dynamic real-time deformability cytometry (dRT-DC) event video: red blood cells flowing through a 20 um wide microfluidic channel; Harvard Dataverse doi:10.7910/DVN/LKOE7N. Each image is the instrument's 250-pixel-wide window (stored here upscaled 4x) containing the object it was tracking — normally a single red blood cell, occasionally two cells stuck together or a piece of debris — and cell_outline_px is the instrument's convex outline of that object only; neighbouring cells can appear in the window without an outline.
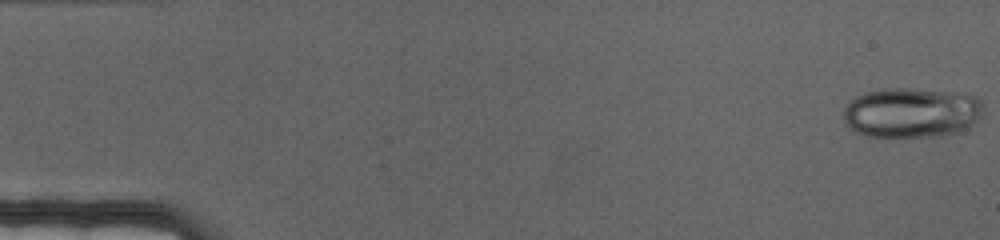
{"species": "human", "species_latin": "Homo sapiens", "temperature_condition": "cold", "stored_images_in_passage": 71, "camera_frame_rate_fps": 3000, "um_per_image_px": 0.085, "donor": {"sex": "female"}, "frame": {"image": 1, "passage_image": 1, "time_ms": 0.0, "image_size_px": [1000, 240], "cell_outline_px": [[984, 112], [964, 132], [952, 136], [868, 136], [852, 132], [844, 124], [844, 108], [856, 96], [868, 92], [884, 88], [908, 88], [968, 92], [984, 100]], "centroid_in_image_um": [77.56, 9.57], "position_along_channel_um": 7.4, "area_um2": 41.91}}
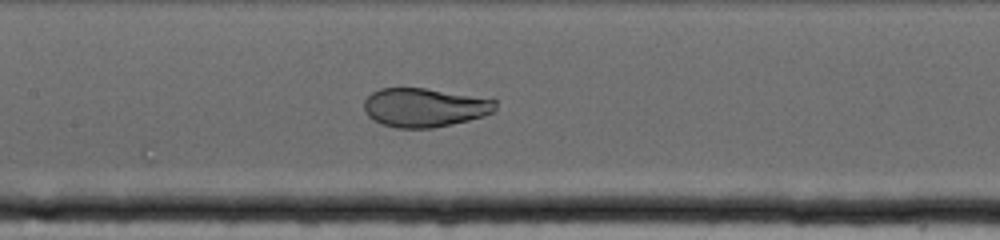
{"frame": {"image": 2, "passage_image": 34, "time_ms": 11.0, "image_size_px": [1000, 240], "cell_outline_px": [[496, 108], [492, 112], [484, 116], [452, 124], [432, 128], [396, 128], [380, 124], [372, 120], [368, 116], [364, 108], [364, 100], [372, 92], [380, 88], [424, 88], [496, 100]], "centroid_in_image_um": [36.04, 9.15], "position_along_channel_um": 171.4, "area_um2": 29.65}}
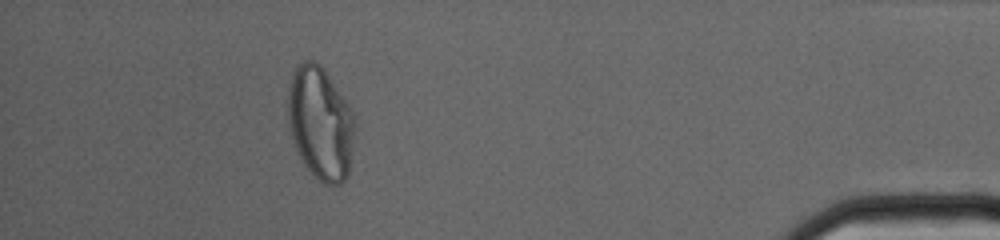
{"frame": {"image": 3, "passage_image": 64, "time_ms": 21.0, "image_size_px": [1000, 240], "cell_outline_px": [[356, 128], [348, 176], [340, 184], [324, 184], [304, 164], [296, 148], [288, 124], [288, 92], [292, 72], [296, 64], [304, 60], [316, 60], [324, 68], [356, 116]], "centroid_in_image_um": [27.26, 10.43], "position_along_channel_um": 407.9, "area_um2": 44.39}}